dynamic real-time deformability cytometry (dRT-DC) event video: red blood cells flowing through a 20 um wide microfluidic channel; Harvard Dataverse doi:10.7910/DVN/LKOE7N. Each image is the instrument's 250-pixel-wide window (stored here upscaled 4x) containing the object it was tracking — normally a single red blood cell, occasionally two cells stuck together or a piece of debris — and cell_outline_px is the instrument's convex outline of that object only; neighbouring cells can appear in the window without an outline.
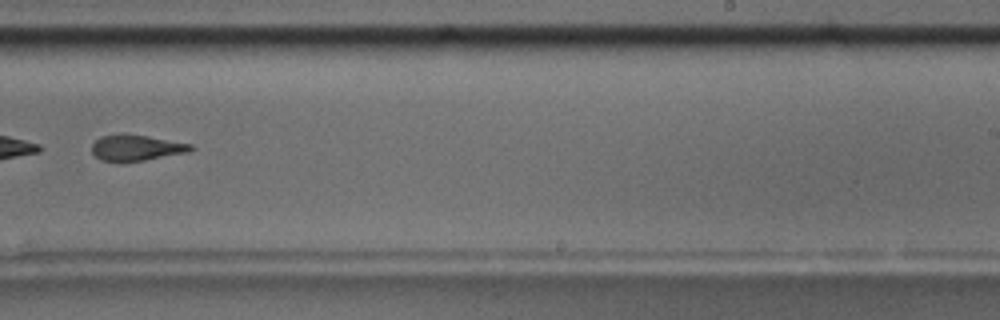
{"species": "common noctule bat (a hibernating species)", "species_latin": "Nyctalus noctula", "temperature_condition": "room temperature", "stored_images_in_passage": 10, "segment_of_instrument_passage": [2, 2], "camera_frame_rate_fps": 3000, "um_per_image_px": 0.085, "animal": {"sex": "male", "body_mass_g": 17.5, "forearm_length_mm": 52.3}, "frame": {"image": 1, "passage_image": 10, "time_ms": 3.0, "image_size_px": [1000, 320], "cell_outline_px": [[196, 148], [188, 152], [144, 160], [100, 160], [92, 152], [92, 144], [100, 136], [148, 136], [192, 144]], "centroid_in_image_um": [11.64, 12.57], "position_along_channel_um": 277.4, "area_um2": 14.16}}